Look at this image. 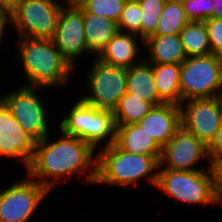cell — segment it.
Wrapping results in <instances>:
<instances>
[{
  "label": "cell",
  "mask_w": 222,
  "mask_h": 222,
  "mask_svg": "<svg viewBox=\"0 0 222 222\" xmlns=\"http://www.w3.org/2000/svg\"><path fill=\"white\" fill-rule=\"evenodd\" d=\"M61 133L56 140L48 134L36 142L26 174L50 192L55 186L64 184L65 179L77 174L86 175V172L84 181L95 184L97 150L82 139Z\"/></svg>",
  "instance_id": "1"
},
{
  "label": "cell",
  "mask_w": 222,
  "mask_h": 222,
  "mask_svg": "<svg viewBox=\"0 0 222 222\" xmlns=\"http://www.w3.org/2000/svg\"><path fill=\"white\" fill-rule=\"evenodd\" d=\"M19 58L28 87L48 89L68 87L75 69L60 54L51 39L17 37Z\"/></svg>",
  "instance_id": "2"
},
{
  "label": "cell",
  "mask_w": 222,
  "mask_h": 222,
  "mask_svg": "<svg viewBox=\"0 0 222 222\" xmlns=\"http://www.w3.org/2000/svg\"><path fill=\"white\" fill-rule=\"evenodd\" d=\"M158 167L159 163L152 156L125 152L114 143L97 150L95 185L123 188L135 186L147 178L148 183L155 186Z\"/></svg>",
  "instance_id": "3"
},
{
  "label": "cell",
  "mask_w": 222,
  "mask_h": 222,
  "mask_svg": "<svg viewBox=\"0 0 222 222\" xmlns=\"http://www.w3.org/2000/svg\"><path fill=\"white\" fill-rule=\"evenodd\" d=\"M74 102L67 110L68 112L64 113V118L59 119L58 130L66 135L82 139L95 150L104 145L114 144L116 125L113 112L91 106L81 98Z\"/></svg>",
  "instance_id": "4"
},
{
  "label": "cell",
  "mask_w": 222,
  "mask_h": 222,
  "mask_svg": "<svg viewBox=\"0 0 222 222\" xmlns=\"http://www.w3.org/2000/svg\"><path fill=\"white\" fill-rule=\"evenodd\" d=\"M181 103L193 98H215L222 92V60L212 53L187 57L181 63Z\"/></svg>",
  "instance_id": "5"
},
{
  "label": "cell",
  "mask_w": 222,
  "mask_h": 222,
  "mask_svg": "<svg viewBox=\"0 0 222 222\" xmlns=\"http://www.w3.org/2000/svg\"><path fill=\"white\" fill-rule=\"evenodd\" d=\"M155 187L175 201L190 205H215L209 170L182 171L158 169Z\"/></svg>",
  "instance_id": "6"
},
{
  "label": "cell",
  "mask_w": 222,
  "mask_h": 222,
  "mask_svg": "<svg viewBox=\"0 0 222 222\" xmlns=\"http://www.w3.org/2000/svg\"><path fill=\"white\" fill-rule=\"evenodd\" d=\"M85 77V103L101 110L114 111L126 94L127 68L108 65L94 57ZM89 94V95H88Z\"/></svg>",
  "instance_id": "7"
},
{
  "label": "cell",
  "mask_w": 222,
  "mask_h": 222,
  "mask_svg": "<svg viewBox=\"0 0 222 222\" xmlns=\"http://www.w3.org/2000/svg\"><path fill=\"white\" fill-rule=\"evenodd\" d=\"M42 89L21 84L17 90L0 95V100L7 106L17 123L36 141H41L50 134V113L41 95L37 94L39 90L43 91Z\"/></svg>",
  "instance_id": "8"
},
{
  "label": "cell",
  "mask_w": 222,
  "mask_h": 222,
  "mask_svg": "<svg viewBox=\"0 0 222 222\" xmlns=\"http://www.w3.org/2000/svg\"><path fill=\"white\" fill-rule=\"evenodd\" d=\"M62 7L53 0H22L8 16V28H15L16 37L52 39Z\"/></svg>",
  "instance_id": "9"
},
{
  "label": "cell",
  "mask_w": 222,
  "mask_h": 222,
  "mask_svg": "<svg viewBox=\"0 0 222 222\" xmlns=\"http://www.w3.org/2000/svg\"><path fill=\"white\" fill-rule=\"evenodd\" d=\"M0 191V222H29L50 191L28 175Z\"/></svg>",
  "instance_id": "10"
},
{
  "label": "cell",
  "mask_w": 222,
  "mask_h": 222,
  "mask_svg": "<svg viewBox=\"0 0 222 222\" xmlns=\"http://www.w3.org/2000/svg\"><path fill=\"white\" fill-rule=\"evenodd\" d=\"M60 54L77 71L78 58L89 54L84 35L83 7L63 5L51 39Z\"/></svg>",
  "instance_id": "11"
},
{
  "label": "cell",
  "mask_w": 222,
  "mask_h": 222,
  "mask_svg": "<svg viewBox=\"0 0 222 222\" xmlns=\"http://www.w3.org/2000/svg\"><path fill=\"white\" fill-rule=\"evenodd\" d=\"M179 106L181 126L208 146L222 122V107L218 97L193 98Z\"/></svg>",
  "instance_id": "12"
},
{
  "label": "cell",
  "mask_w": 222,
  "mask_h": 222,
  "mask_svg": "<svg viewBox=\"0 0 222 222\" xmlns=\"http://www.w3.org/2000/svg\"><path fill=\"white\" fill-rule=\"evenodd\" d=\"M202 159L203 161L204 159L208 161L207 146L180 126L162 147L158 169L206 170L208 168H197Z\"/></svg>",
  "instance_id": "13"
},
{
  "label": "cell",
  "mask_w": 222,
  "mask_h": 222,
  "mask_svg": "<svg viewBox=\"0 0 222 222\" xmlns=\"http://www.w3.org/2000/svg\"><path fill=\"white\" fill-rule=\"evenodd\" d=\"M36 140L23 130L0 100V157L16 159L27 170L34 156Z\"/></svg>",
  "instance_id": "14"
},
{
  "label": "cell",
  "mask_w": 222,
  "mask_h": 222,
  "mask_svg": "<svg viewBox=\"0 0 222 222\" xmlns=\"http://www.w3.org/2000/svg\"><path fill=\"white\" fill-rule=\"evenodd\" d=\"M138 124L162 148L181 126L180 106L175 103L153 106Z\"/></svg>",
  "instance_id": "15"
},
{
  "label": "cell",
  "mask_w": 222,
  "mask_h": 222,
  "mask_svg": "<svg viewBox=\"0 0 222 222\" xmlns=\"http://www.w3.org/2000/svg\"><path fill=\"white\" fill-rule=\"evenodd\" d=\"M142 43L144 41L136 34L118 31L97 59L108 65L130 68L142 60L138 59L143 55L140 53V50L144 49V47L142 48L144 46L141 45Z\"/></svg>",
  "instance_id": "16"
},
{
  "label": "cell",
  "mask_w": 222,
  "mask_h": 222,
  "mask_svg": "<svg viewBox=\"0 0 222 222\" xmlns=\"http://www.w3.org/2000/svg\"><path fill=\"white\" fill-rule=\"evenodd\" d=\"M115 144L125 152L152 156L160 162L162 148L138 123L116 125Z\"/></svg>",
  "instance_id": "17"
},
{
  "label": "cell",
  "mask_w": 222,
  "mask_h": 222,
  "mask_svg": "<svg viewBox=\"0 0 222 222\" xmlns=\"http://www.w3.org/2000/svg\"><path fill=\"white\" fill-rule=\"evenodd\" d=\"M126 92L136 95L153 106L166 103L158 95L152 64L143 57L140 62L127 68Z\"/></svg>",
  "instance_id": "18"
},
{
  "label": "cell",
  "mask_w": 222,
  "mask_h": 222,
  "mask_svg": "<svg viewBox=\"0 0 222 222\" xmlns=\"http://www.w3.org/2000/svg\"><path fill=\"white\" fill-rule=\"evenodd\" d=\"M84 35L88 46L89 55L98 57L105 46L119 31L117 23L105 17L88 13L83 8Z\"/></svg>",
  "instance_id": "19"
},
{
  "label": "cell",
  "mask_w": 222,
  "mask_h": 222,
  "mask_svg": "<svg viewBox=\"0 0 222 222\" xmlns=\"http://www.w3.org/2000/svg\"><path fill=\"white\" fill-rule=\"evenodd\" d=\"M143 45L149 52L144 58L150 63L181 64L187 58L179 34L149 36Z\"/></svg>",
  "instance_id": "20"
},
{
  "label": "cell",
  "mask_w": 222,
  "mask_h": 222,
  "mask_svg": "<svg viewBox=\"0 0 222 222\" xmlns=\"http://www.w3.org/2000/svg\"><path fill=\"white\" fill-rule=\"evenodd\" d=\"M151 64L158 95L166 103L180 105L181 92L179 89V79L181 64Z\"/></svg>",
  "instance_id": "21"
},
{
  "label": "cell",
  "mask_w": 222,
  "mask_h": 222,
  "mask_svg": "<svg viewBox=\"0 0 222 222\" xmlns=\"http://www.w3.org/2000/svg\"><path fill=\"white\" fill-rule=\"evenodd\" d=\"M187 57L205 56L211 53L205 22H189L179 33Z\"/></svg>",
  "instance_id": "22"
},
{
  "label": "cell",
  "mask_w": 222,
  "mask_h": 222,
  "mask_svg": "<svg viewBox=\"0 0 222 222\" xmlns=\"http://www.w3.org/2000/svg\"><path fill=\"white\" fill-rule=\"evenodd\" d=\"M152 107L151 103L126 92L113 111L115 125L137 124Z\"/></svg>",
  "instance_id": "23"
},
{
  "label": "cell",
  "mask_w": 222,
  "mask_h": 222,
  "mask_svg": "<svg viewBox=\"0 0 222 222\" xmlns=\"http://www.w3.org/2000/svg\"><path fill=\"white\" fill-rule=\"evenodd\" d=\"M189 22L183 3L166 0L156 30L151 36L179 34Z\"/></svg>",
  "instance_id": "24"
},
{
  "label": "cell",
  "mask_w": 222,
  "mask_h": 222,
  "mask_svg": "<svg viewBox=\"0 0 222 222\" xmlns=\"http://www.w3.org/2000/svg\"><path fill=\"white\" fill-rule=\"evenodd\" d=\"M166 0H140L138 2L142 12L140 38L145 41L157 27Z\"/></svg>",
  "instance_id": "25"
},
{
  "label": "cell",
  "mask_w": 222,
  "mask_h": 222,
  "mask_svg": "<svg viewBox=\"0 0 222 222\" xmlns=\"http://www.w3.org/2000/svg\"><path fill=\"white\" fill-rule=\"evenodd\" d=\"M127 0H85L81 6L96 16L118 22Z\"/></svg>",
  "instance_id": "26"
},
{
  "label": "cell",
  "mask_w": 222,
  "mask_h": 222,
  "mask_svg": "<svg viewBox=\"0 0 222 222\" xmlns=\"http://www.w3.org/2000/svg\"><path fill=\"white\" fill-rule=\"evenodd\" d=\"M141 19L142 12L138 2L127 1L117 22L118 30L140 37Z\"/></svg>",
  "instance_id": "27"
},
{
  "label": "cell",
  "mask_w": 222,
  "mask_h": 222,
  "mask_svg": "<svg viewBox=\"0 0 222 222\" xmlns=\"http://www.w3.org/2000/svg\"><path fill=\"white\" fill-rule=\"evenodd\" d=\"M213 0H185L183 2L186 16L190 22H204L212 18Z\"/></svg>",
  "instance_id": "28"
},
{
  "label": "cell",
  "mask_w": 222,
  "mask_h": 222,
  "mask_svg": "<svg viewBox=\"0 0 222 222\" xmlns=\"http://www.w3.org/2000/svg\"><path fill=\"white\" fill-rule=\"evenodd\" d=\"M206 24L208 41L211 53L222 56V18H210L204 21Z\"/></svg>",
  "instance_id": "29"
},
{
  "label": "cell",
  "mask_w": 222,
  "mask_h": 222,
  "mask_svg": "<svg viewBox=\"0 0 222 222\" xmlns=\"http://www.w3.org/2000/svg\"><path fill=\"white\" fill-rule=\"evenodd\" d=\"M208 162L213 194L219 205H222V156L208 158Z\"/></svg>",
  "instance_id": "30"
},
{
  "label": "cell",
  "mask_w": 222,
  "mask_h": 222,
  "mask_svg": "<svg viewBox=\"0 0 222 222\" xmlns=\"http://www.w3.org/2000/svg\"><path fill=\"white\" fill-rule=\"evenodd\" d=\"M208 158L222 156V122L219 129L216 131L214 139L207 146Z\"/></svg>",
  "instance_id": "31"
},
{
  "label": "cell",
  "mask_w": 222,
  "mask_h": 222,
  "mask_svg": "<svg viewBox=\"0 0 222 222\" xmlns=\"http://www.w3.org/2000/svg\"><path fill=\"white\" fill-rule=\"evenodd\" d=\"M22 0H0V10L9 16Z\"/></svg>",
  "instance_id": "32"
},
{
  "label": "cell",
  "mask_w": 222,
  "mask_h": 222,
  "mask_svg": "<svg viewBox=\"0 0 222 222\" xmlns=\"http://www.w3.org/2000/svg\"><path fill=\"white\" fill-rule=\"evenodd\" d=\"M7 27H9L8 16L2 10H0V47L4 44L3 39L8 30L6 29Z\"/></svg>",
  "instance_id": "33"
},
{
  "label": "cell",
  "mask_w": 222,
  "mask_h": 222,
  "mask_svg": "<svg viewBox=\"0 0 222 222\" xmlns=\"http://www.w3.org/2000/svg\"><path fill=\"white\" fill-rule=\"evenodd\" d=\"M212 18H222V0H213Z\"/></svg>",
  "instance_id": "34"
},
{
  "label": "cell",
  "mask_w": 222,
  "mask_h": 222,
  "mask_svg": "<svg viewBox=\"0 0 222 222\" xmlns=\"http://www.w3.org/2000/svg\"><path fill=\"white\" fill-rule=\"evenodd\" d=\"M85 0H69V5L73 6H79L81 5Z\"/></svg>",
  "instance_id": "35"
},
{
  "label": "cell",
  "mask_w": 222,
  "mask_h": 222,
  "mask_svg": "<svg viewBox=\"0 0 222 222\" xmlns=\"http://www.w3.org/2000/svg\"><path fill=\"white\" fill-rule=\"evenodd\" d=\"M63 5H69V0H53Z\"/></svg>",
  "instance_id": "36"
},
{
  "label": "cell",
  "mask_w": 222,
  "mask_h": 222,
  "mask_svg": "<svg viewBox=\"0 0 222 222\" xmlns=\"http://www.w3.org/2000/svg\"><path fill=\"white\" fill-rule=\"evenodd\" d=\"M218 99H219V101L221 103V107H222V92L219 94Z\"/></svg>",
  "instance_id": "37"
},
{
  "label": "cell",
  "mask_w": 222,
  "mask_h": 222,
  "mask_svg": "<svg viewBox=\"0 0 222 222\" xmlns=\"http://www.w3.org/2000/svg\"><path fill=\"white\" fill-rule=\"evenodd\" d=\"M167 1H172V2H180V3H183L185 0H167Z\"/></svg>",
  "instance_id": "38"
},
{
  "label": "cell",
  "mask_w": 222,
  "mask_h": 222,
  "mask_svg": "<svg viewBox=\"0 0 222 222\" xmlns=\"http://www.w3.org/2000/svg\"><path fill=\"white\" fill-rule=\"evenodd\" d=\"M127 1L139 2L140 0H127Z\"/></svg>",
  "instance_id": "39"
}]
</instances>
